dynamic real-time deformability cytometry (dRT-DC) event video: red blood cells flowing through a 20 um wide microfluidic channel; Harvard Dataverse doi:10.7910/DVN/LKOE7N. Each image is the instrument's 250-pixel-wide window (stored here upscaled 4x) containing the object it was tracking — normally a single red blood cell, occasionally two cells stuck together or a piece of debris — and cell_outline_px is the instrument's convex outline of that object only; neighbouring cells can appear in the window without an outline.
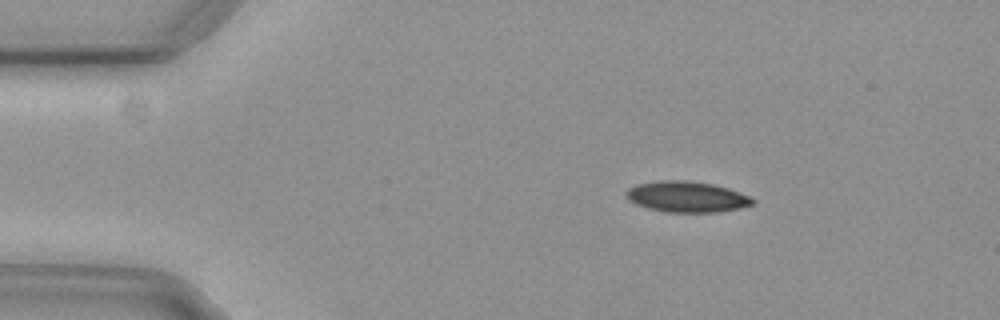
{"species": "common noctule bat (a hibernating species)", "species_latin": "Nyctalus noctula", "temperature_condition": "cold", "stored_images_in_passage": 17, "camera_frame_rate_fps": 3000, "um_per_image_px": 0.085, "animal": {"sex": "female", "body_mass_g": 29.2, "forearm_length_mm": 56.3}, "frame": {"image": 1, "passage_image": 1, "time_ms": 0.0, "image_size_px": [1000, 320], "cell_outline_px": [[756, 204], [740, 208], [716, 212], [668, 212], [648, 208], [636, 204], [628, 200], [624, 196], [624, 192], [628, 188], [636, 184], [660, 180], [688, 180], [712, 184], [728, 188], [740, 192], [756, 200]], "centroid_in_image_um": [58.36, 16.72], "position_along_channel_um": 26.6, "area_um2": 22.95}}
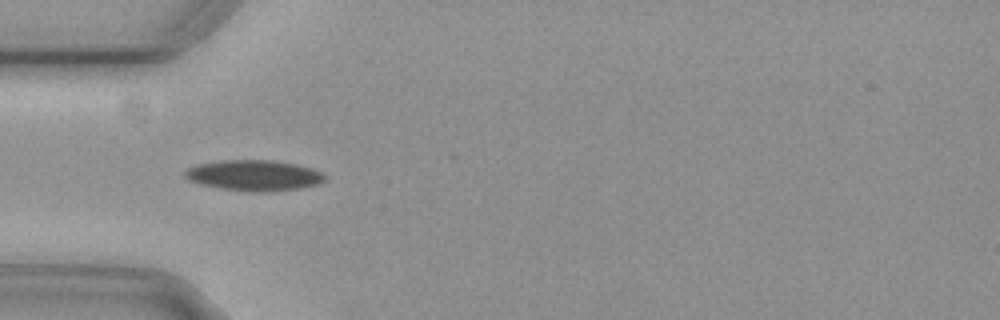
{"frame": {"image": 2, "passage_image": 9, "time_ms": 2.667, "image_size_px": [1000, 320], "cell_outline_px": [[324, 180], [316, 184], [300, 188], [268, 192], [252, 192], [220, 188], [200, 184], [188, 180], [184, 176], [184, 172], [188, 168], [196, 164], [220, 160], [272, 160], [296, 164], [312, 168], [324, 172]], "centroid_in_image_um": [21.57, 14.9], "position_along_channel_um": 63.4, "area_um2": 25.14}}
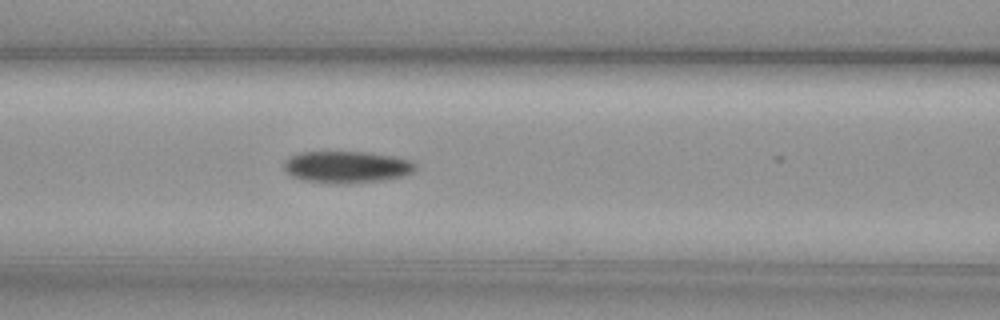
{"frame": {"image": 3, "passage_image": 15, "time_ms": 4.667, "image_size_px": [1000, 320], "cell_outline_px": [[416, 168], [412, 172], [404, 176], [384, 180], [348, 184], [336, 184], [304, 180], [292, 176], [284, 168], [284, 160], [300, 152], [368, 152], [396, 156], [412, 160], [416, 164]], "centroid_in_image_um": [29.52, 14.19], "position_along_channel_um": 137.1, "area_um2": 24.62}}